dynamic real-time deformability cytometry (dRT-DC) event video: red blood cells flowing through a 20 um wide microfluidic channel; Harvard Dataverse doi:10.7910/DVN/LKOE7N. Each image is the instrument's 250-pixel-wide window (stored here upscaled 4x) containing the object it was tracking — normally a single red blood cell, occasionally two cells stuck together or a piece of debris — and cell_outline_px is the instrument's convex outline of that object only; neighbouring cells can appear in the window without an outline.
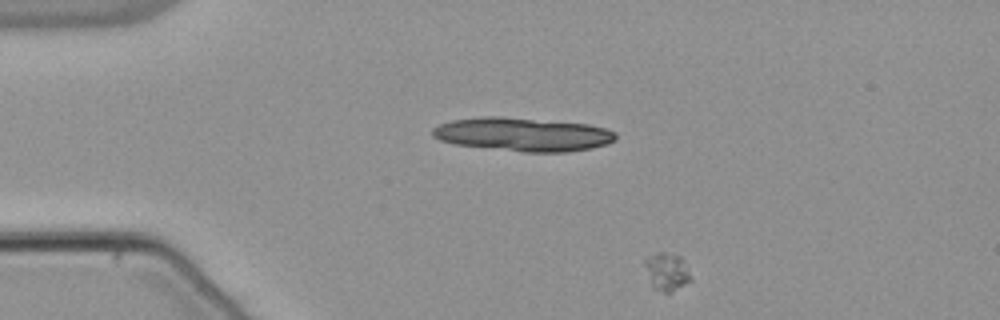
{"species": "common noctule bat (a hibernating species)", "species_latin": "Nyctalus noctula", "temperature_condition": "warm", "stored_images_in_passage": 49, "camera_frame_rate_fps": 3000, "um_per_image_px": 0.085, "animal": {"sex": "male", "body_mass_g": 21.5, "forearm_length_mm": 52.0}, "frame": {"image": 1, "passage_image": 1, "time_ms": 0.0, "image_size_px": [1000, 320], "cell_outline_px": [[692, 280], [672, 292], [664, 292], [652, 288], [644, 264], [644, 256], [656, 252], [664, 252], [680, 256], [684, 260], [692, 276]], "centroid_in_image_um": [56.67, 23.07], "position_along_channel_um": 28.3, "area_um2": 10.4}}
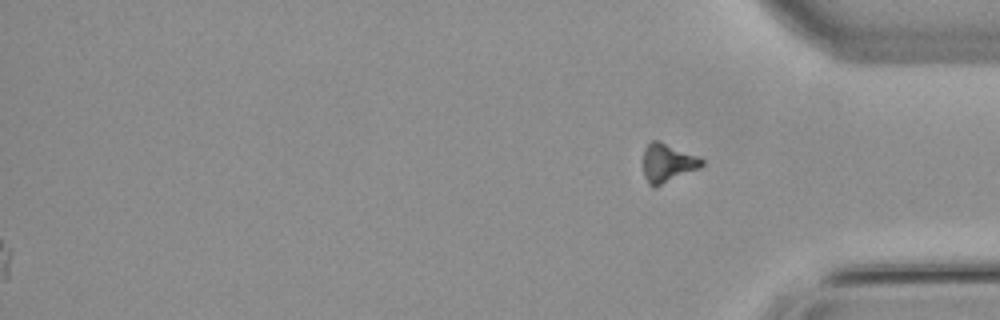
{"frame": {"image": 2, "passage_image": 49, "time_ms": 16.0, "image_size_px": [1000, 320], "cell_outline_px": [[704, 164], [700, 168], [652, 188], [648, 184], [644, 176], [644, 148], [652, 140], [660, 140], [696, 156], [704, 160]], "centroid_in_image_um": [56.73, 13.84], "position_along_channel_um": 378.5, "area_um2": 13.06}}